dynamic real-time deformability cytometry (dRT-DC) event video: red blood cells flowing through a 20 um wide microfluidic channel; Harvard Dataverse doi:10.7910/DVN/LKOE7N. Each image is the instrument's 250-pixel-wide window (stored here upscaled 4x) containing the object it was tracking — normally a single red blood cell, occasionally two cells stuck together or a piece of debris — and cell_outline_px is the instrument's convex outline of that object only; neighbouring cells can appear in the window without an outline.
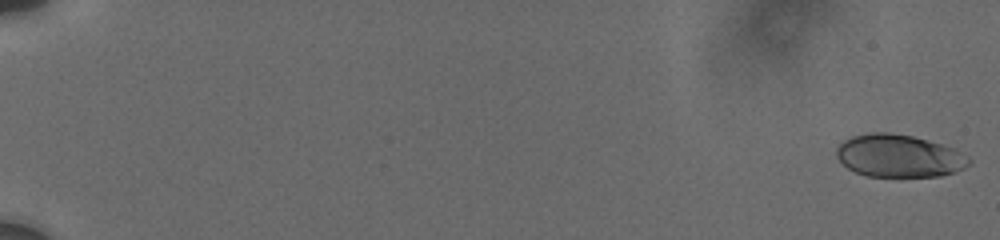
{"species": "human", "species_latin": "Homo sapiens", "temperature_condition": "cold", "stored_images_in_passage": 74, "camera_frame_rate_fps": 3000, "um_per_image_px": 0.085, "donor": {"sex": "male"}, "frame": {"image": 1, "passage_image": 1, "time_ms": 0.0, "image_size_px": [1000, 240], "cell_outline_px": [[972, 164], [964, 168], [940, 176], [868, 176], [856, 172], [848, 168], [836, 156], [836, 148], [844, 140], [852, 136], [868, 132], [888, 132], [912, 136], [944, 144], [956, 148], [968, 156], [972, 160]], "centroid_in_image_um": [76.45, 13.24], "position_along_channel_um": 8.6, "area_um2": 33.06}}
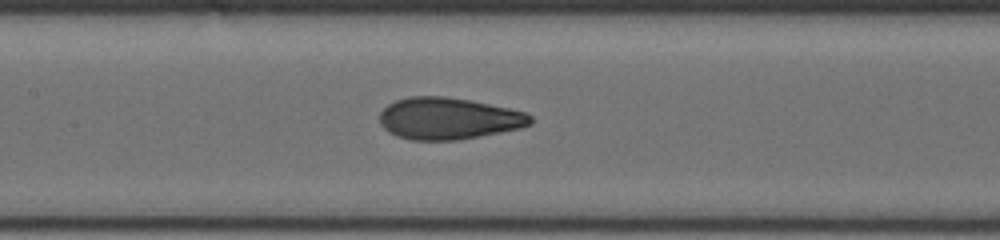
{"frame": {"image": 2, "passage_image": 41, "time_ms": 10.0, "image_size_px": [1000, 240], "cell_outline_px": [[532, 124], [520, 128], [460, 140], [412, 140], [396, 136], [388, 132], [380, 124], [380, 112], [388, 104], [396, 100], [408, 96], [444, 96], [468, 100], [508, 108], [524, 112], [532, 116]], "centroid_in_image_um": [38.09, 10.08], "position_along_channel_um": 169.3, "area_um2": 36.7}}
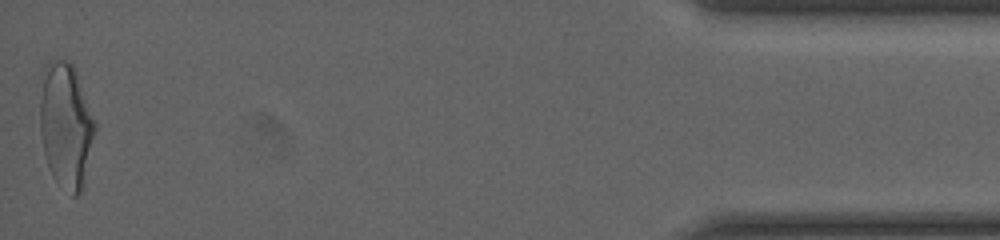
{"frame": {"image": 3, "passage_image": 74, "time_ms": 19.0, "image_size_px": [1000, 240], "cell_outline_px": [[96, 128], [84, 188], [76, 196], [72, 196], [52, 176], [48, 168], [44, 152], [40, 132], [40, 100], [44, 80], [48, 68], [56, 60], [68, 60], [72, 64], [76, 72], [96, 120]], "centroid_in_image_um": [5.65, 10.76], "position_along_channel_um": 429.6, "area_um2": 39.77}, "authors_computed_cell_mechanics": {"area_um2": 35.9227, "velocity_mm_per_s": 3.753, "shape_relaxation_time_tau1_ms": 4.8652, "shape_relaxation_time_tau2_ms": 0.7923, "deformation_change_tau1": 0.1583, "deformation_change_tau2": 0.0589}}